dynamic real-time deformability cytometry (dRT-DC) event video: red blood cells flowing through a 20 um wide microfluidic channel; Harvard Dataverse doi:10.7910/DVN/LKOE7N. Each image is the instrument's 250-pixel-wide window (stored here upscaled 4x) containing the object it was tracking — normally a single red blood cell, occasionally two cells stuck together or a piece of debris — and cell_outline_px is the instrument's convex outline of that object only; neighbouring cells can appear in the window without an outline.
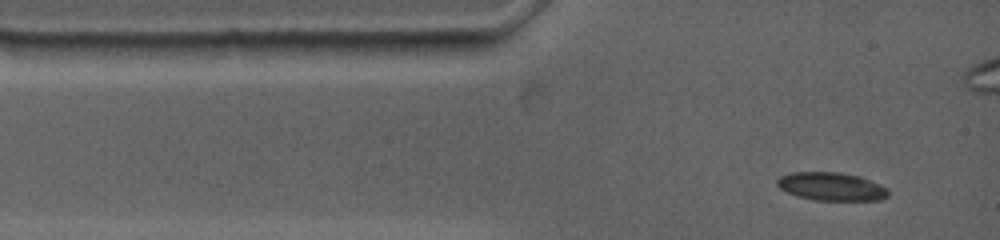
{"species": "common noctule bat (a hibernating species)", "species_latin": "Nyctalus noctula", "temperature_condition": "warm", "stored_images_in_passage": 19, "camera_frame_rate_fps": 4500, "um_per_image_px": 0.085, "animal": {"sex": "female", "body_mass_g": 19.0, "forearm_length_mm": 53.3}, "frame": {"image": 1, "passage_image": 1, "time_ms": 0.0, "image_size_px": [1000, 240], "cell_outline_px": [[888, 196], [880, 200], [816, 200], [796, 196], [780, 188], [776, 184], [776, 180], [780, 176], [792, 172], [840, 172], [860, 176], [880, 184], [888, 188]], "centroid_in_image_um": [70.67, 15.85], "position_along_channel_um": 14.3, "area_um2": 18.32}}
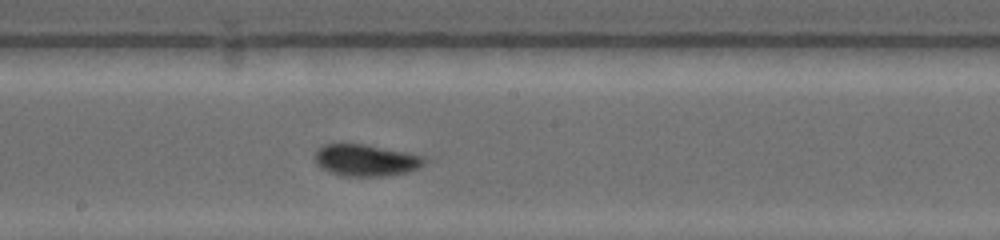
{"frame": {"image": 2, "passage_image": 10, "time_ms": 6.222, "image_size_px": [1000, 240], "cell_outline_px": [[428, 160], [424, 164], [408, 172], [380, 176], [344, 176], [328, 172], [320, 168], [316, 164], [312, 156], [324, 144], [364, 144], [408, 152], [424, 156]], "centroid_in_image_um": [31.07, 13.62], "position_along_channel_um": 217.1, "area_um2": 20.4}}
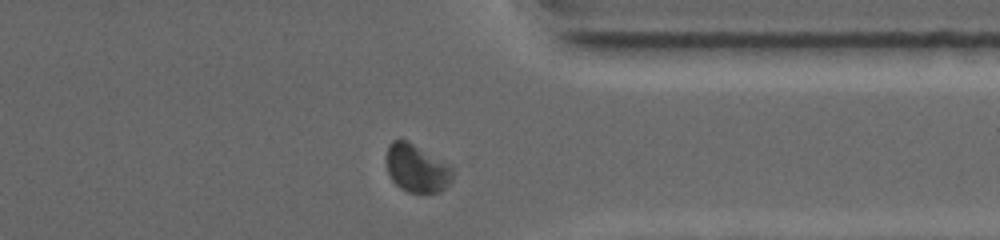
{"frame": {"image": 3, "passage_image": 17, "time_ms": 10.667, "image_size_px": [1000, 240], "cell_outline_px": [[452, 180], [440, 192], [408, 192], [400, 188], [392, 180], [388, 172], [388, 144], [392, 140], [408, 140], [452, 164]], "centroid_in_image_um": [35.46, 14.28], "position_along_channel_um": 375.9, "area_um2": 18.61}, "authors_computed_cell_mechanics": {"area_um2": 19.652, "velocity_mm_per_s": 3.6622, "shape_relaxation_time_tau1_ms": 7.9356, "shape_relaxation_time_tau2_ms": null, "deformation_change_tau1": 0.1531, "deformation_change_tau2": null}}